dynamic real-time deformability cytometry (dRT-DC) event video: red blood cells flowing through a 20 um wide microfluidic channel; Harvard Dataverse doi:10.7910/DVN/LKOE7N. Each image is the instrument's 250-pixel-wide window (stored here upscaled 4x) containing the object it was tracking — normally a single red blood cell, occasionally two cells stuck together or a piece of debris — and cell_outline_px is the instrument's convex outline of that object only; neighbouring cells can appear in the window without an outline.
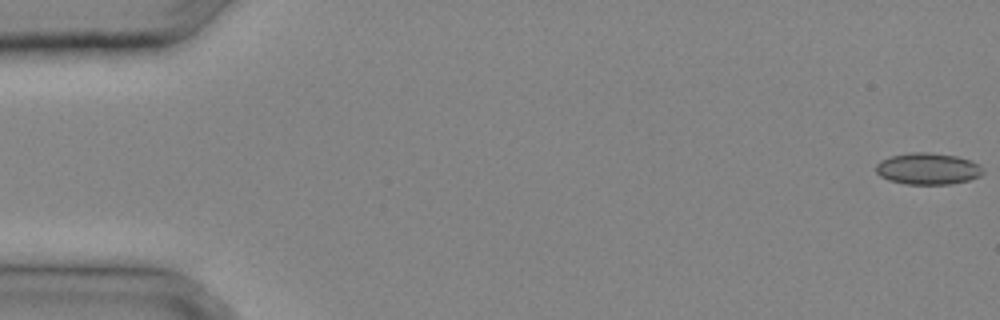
{"species": "common noctule bat (a hibernating species)", "species_latin": "Nyctalus noctula", "temperature_condition": "cold", "stored_images_in_passage": 10, "camera_frame_rate_fps": 3000, "um_per_image_px": 0.085, "animal": {"sex": "male", "body_mass_g": 20.4}, "frame": {"image": 1, "passage_image": 1, "time_ms": 0.0, "image_size_px": [1000, 320], "cell_outline_px": [[984, 172], [980, 176], [968, 180], [952, 184], [904, 184], [888, 180], [880, 176], [876, 172], [876, 164], [880, 160], [888, 156], [908, 152], [928, 152], [956, 156], [972, 160], [980, 164], [984, 168]], "centroid_in_image_um": [78.87, 14.33], "position_along_channel_um": 6.1, "area_um2": 20.06}}
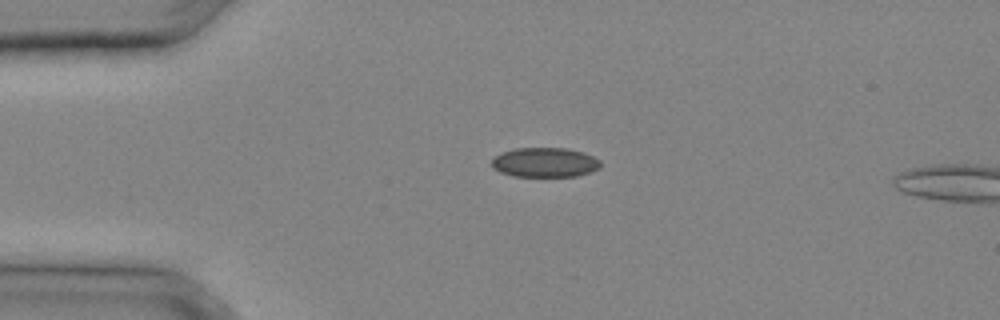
{"frame": {"image": 2, "passage_image": 8, "time_ms": 2.333, "image_size_px": [1000, 320], "cell_outline_px": [[600, 168], [576, 176], [512, 176], [500, 172], [492, 168], [492, 160], [500, 152], [516, 148], [564, 148], [584, 152], [600, 160]], "centroid_in_image_um": [46.29, 13.8], "position_along_channel_um": 38.7, "area_um2": 18.73}}